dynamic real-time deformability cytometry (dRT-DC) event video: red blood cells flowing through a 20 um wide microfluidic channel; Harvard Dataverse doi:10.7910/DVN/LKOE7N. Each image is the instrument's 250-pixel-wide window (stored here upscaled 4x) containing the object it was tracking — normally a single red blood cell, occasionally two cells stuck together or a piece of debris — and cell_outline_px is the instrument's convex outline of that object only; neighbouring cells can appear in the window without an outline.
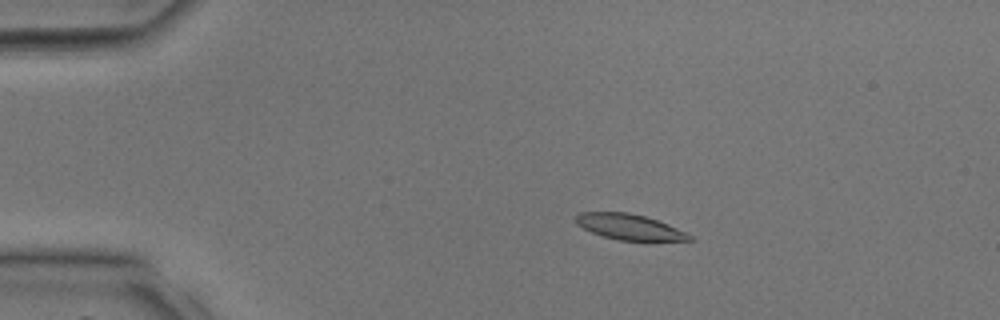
{"species": "common noctule bat (a hibernating species)", "species_latin": "Nyctalus noctula", "temperature_condition": "room temperature", "stored_images_in_passage": 33, "camera_frame_rate_fps": 3000, "um_per_image_px": 0.085, "animal": {"sex": "male", "body_mass_g": 17.9, "forearm_length_mm": 54.2}, "frame": {"image": 1, "passage_image": 2, "time_ms": 0.333, "image_size_px": [1000, 320], "cell_outline_px": [[692, 240], [620, 240], [604, 236], [592, 232], [576, 224], [576, 216], [580, 212], [628, 212], [644, 216], [668, 224], [692, 236]], "centroid_in_image_um": [53.46, 19.27], "position_along_channel_um": 31.5, "area_um2": 16.53}}
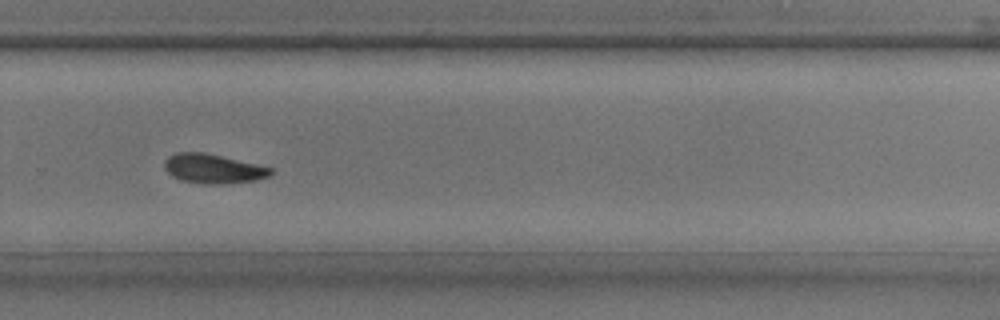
{"frame": {"image": 2, "passage_image": 21, "time_ms": 6.667, "image_size_px": [1000, 320], "cell_outline_px": [[272, 172], [268, 176], [256, 180], [224, 184], [208, 184], [180, 180], [172, 176], [164, 168], [164, 160], [168, 156], [176, 152], [204, 152], [256, 164], [272, 168]], "centroid_in_image_um": [18.08, 14.33], "position_along_channel_um": 311.7, "area_um2": 18.09}}
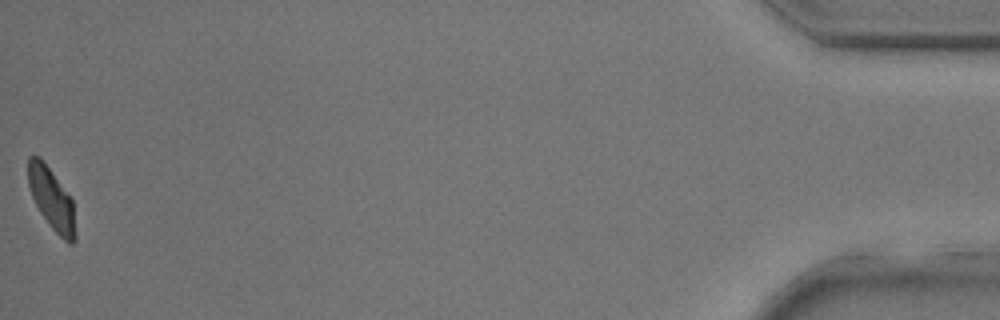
{"frame": {"image": 3, "passage_image": 33, "time_ms": 10.667, "image_size_px": [1000, 320], "cell_outline_px": [[76, 240], [72, 244], [68, 244], [52, 228], [40, 212], [32, 196], [28, 184], [28, 156], [40, 156], [72, 200], [76, 236]], "centroid_in_image_um": [4.38, 16.93], "position_along_channel_um": 430.8, "area_um2": 16.7}}